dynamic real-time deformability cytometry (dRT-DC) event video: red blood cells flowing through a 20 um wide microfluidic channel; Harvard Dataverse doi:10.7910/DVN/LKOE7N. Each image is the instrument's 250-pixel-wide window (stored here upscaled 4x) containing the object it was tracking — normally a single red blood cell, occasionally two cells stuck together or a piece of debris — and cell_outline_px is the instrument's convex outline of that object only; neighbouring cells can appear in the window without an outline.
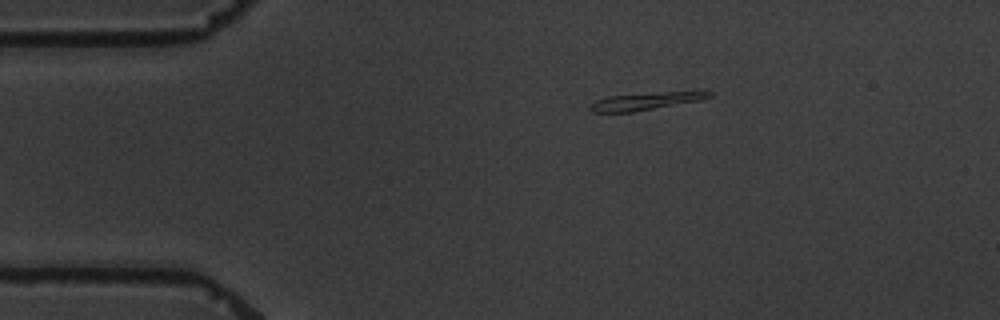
{"species": "common noctule bat (a hibernating species)", "species_latin": "Nyctalus noctula", "temperature_condition": "warm", "stored_images_in_passage": 4, "camera_frame_rate_fps": 3000, "um_per_image_px": 0.085, "animal": {"sex": "male", "body_mass_g": 19.5, "forearm_length_mm": 54.6}, "frame": {"image": 1, "passage_image": 1, "time_ms": 0.0, "image_size_px": [1000, 320], "cell_outline_px": [[712, 96], [700, 100], [632, 112], [592, 112], [588, 108], [596, 100], [608, 96], [704, 88], [712, 92]], "centroid_in_image_um": [55.06, 8.54], "position_along_channel_um": 29.9, "area_um2": 12.6}}
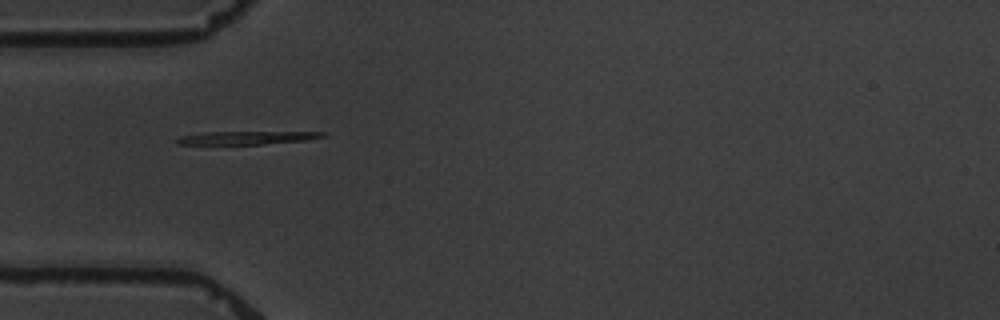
{"frame": {"image": 2, "passage_image": 3, "time_ms": 2.333, "image_size_px": [1000, 320], "cell_outline_px": [[328, 132], [324, 136], [308, 140], [264, 144], [176, 144], [176, 140], [180, 136], [204, 132]], "centroid_in_image_um": [20.98, 11.71], "position_along_channel_um": 64.0, "area_um2": 11.04}}
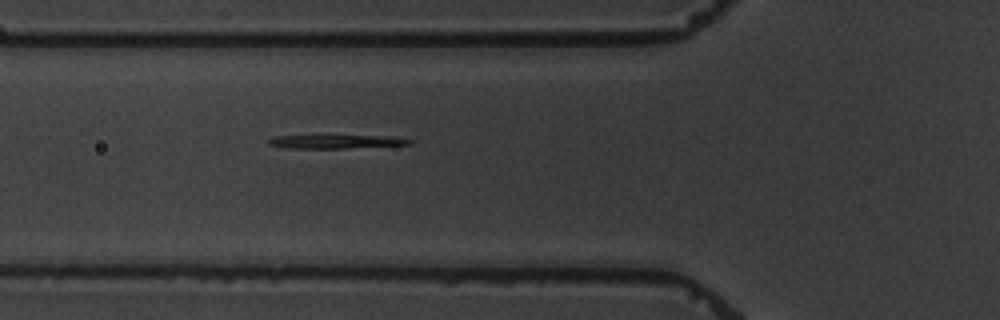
{"frame": {"image": 3, "passage_image": 4, "time_ms": 3.333, "image_size_px": [1000, 320], "cell_outline_px": [[412, 144], [344, 148], [288, 148], [268, 144], [268, 140], [272, 136], [396, 136], [412, 140]], "centroid_in_image_um": [28.58, 12.03], "position_along_channel_um": 97.2, "area_um2": 10.92}}